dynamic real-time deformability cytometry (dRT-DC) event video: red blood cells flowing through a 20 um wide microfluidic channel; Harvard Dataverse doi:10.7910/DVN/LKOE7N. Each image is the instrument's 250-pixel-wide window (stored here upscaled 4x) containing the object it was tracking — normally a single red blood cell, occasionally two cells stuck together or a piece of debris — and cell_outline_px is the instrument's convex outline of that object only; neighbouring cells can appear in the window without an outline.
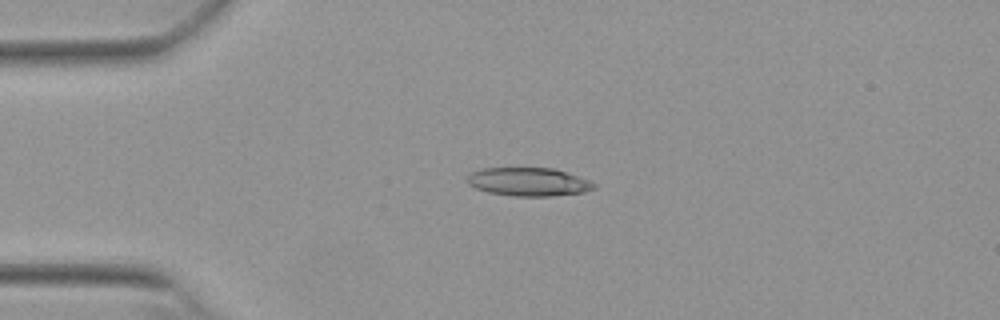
{"species": "Egyptian fruit bat (a non-hibernating species)", "species_latin": "Rousettus aegyptiacus", "temperature_condition": "warm", "stored_images_in_passage": 53, "camera_frame_rate_fps": 3000, "um_per_image_px": 0.085, "animal": {"sex": "female"}, "frame": {"image": 1, "passage_image": 13, "time_ms": 4.0, "image_size_px": [1000, 320], "cell_outline_px": [[596, 188], [584, 192], [552, 196], [512, 196], [488, 192], [476, 188], [468, 184], [468, 176], [472, 172], [484, 168], [552, 168], [588, 180], [596, 184]], "centroid_in_image_um": [44.92, 15.46], "position_along_channel_um": 40.1, "area_um2": 20.75}}
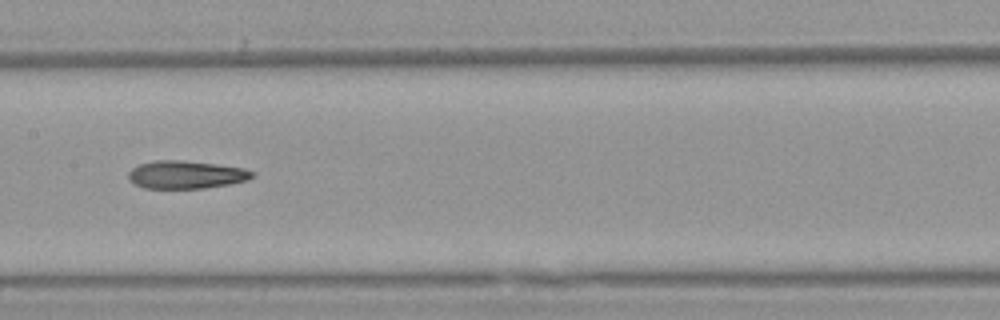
{"frame": {"image": 2, "passage_image": 27, "time_ms": 8.667, "image_size_px": [1000, 320], "cell_outline_px": [[256, 176], [248, 180], [228, 184], [204, 188], [144, 188], [128, 180], [128, 172], [132, 168], [140, 164], [156, 160], [184, 160], [216, 164], [244, 168], [256, 172]], "centroid_in_image_um": [15.84, 14.84], "position_along_channel_um": 191.6, "area_um2": 20.23}}
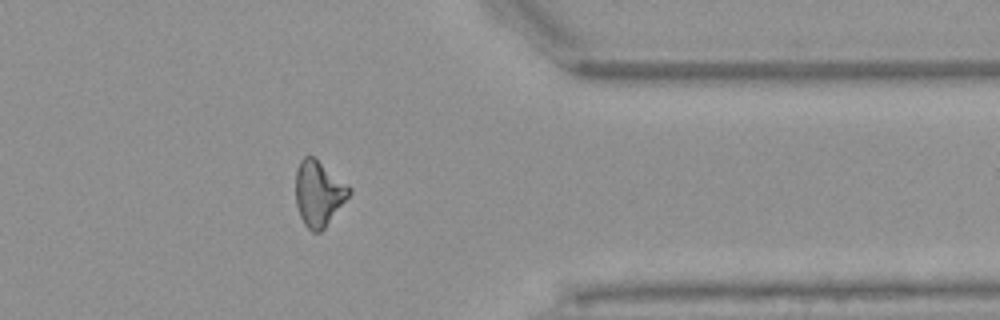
{"frame": {"image": 3, "passage_image": 43, "time_ms": 14.0, "image_size_px": [1000, 320], "cell_outline_px": [[352, 192], [324, 228], [320, 232], [312, 232], [304, 224], [300, 216], [296, 204], [296, 168], [300, 160], [304, 156], [312, 156], [348, 184], [352, 188]], "centroid_in_image_um": [27.08, 16.43], "position_along_channel_um": 384.3, "area_um2": 20.23}, "authors_computed_cell_mechanics": {"area_um2": 20.6924, "velocity_mm_per_s": 3.8692, "shape_relaxation_time_tau1_ms": 8.1337, "shape_relaxation_time_tau2_ms": 6.0825, "deformation_change_tau1": 0.2215, "deformation_change_tau2": 0.1886}}